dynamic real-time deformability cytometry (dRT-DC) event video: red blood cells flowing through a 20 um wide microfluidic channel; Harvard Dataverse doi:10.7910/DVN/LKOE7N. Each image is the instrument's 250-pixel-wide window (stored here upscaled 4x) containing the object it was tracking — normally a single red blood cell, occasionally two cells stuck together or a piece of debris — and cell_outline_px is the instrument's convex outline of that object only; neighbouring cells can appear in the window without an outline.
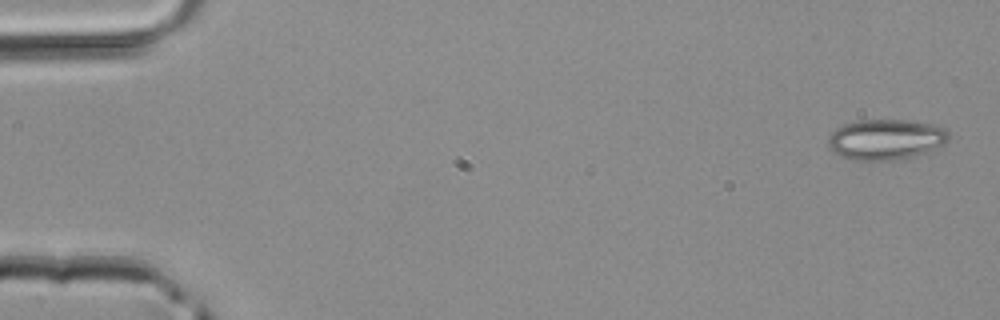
{"species": "common noctule bat (a hibernating species)", "species_latin": "Nyctalus noctula", "temperature_condition": "room temperature", "stored_images_in_passage": 4, "camera_frame_rate_fps": 3000, "um_per_image_px": 0.085, "animal": {"sex": "male", "body_mass_g": 20.4}, "frame": {"image": 1, "passage_image": 1, "time_ms": 0.0, "image_size_px": [1000, 320], "cell_outline_px": [[948, 140], [944, 144], [924, 152], [912, 156], [892, 160], [852, 160], [840, 156], [828, 144], [828, 136], [836, 128], [844, 124], [860, 120], [908, 120], [932, 124], [944, 128], [948, 132]], "centroid_in_image_um": [75.27, 11.84], "position_along_channel_um": 9.7, "area_um2": 28.15}}